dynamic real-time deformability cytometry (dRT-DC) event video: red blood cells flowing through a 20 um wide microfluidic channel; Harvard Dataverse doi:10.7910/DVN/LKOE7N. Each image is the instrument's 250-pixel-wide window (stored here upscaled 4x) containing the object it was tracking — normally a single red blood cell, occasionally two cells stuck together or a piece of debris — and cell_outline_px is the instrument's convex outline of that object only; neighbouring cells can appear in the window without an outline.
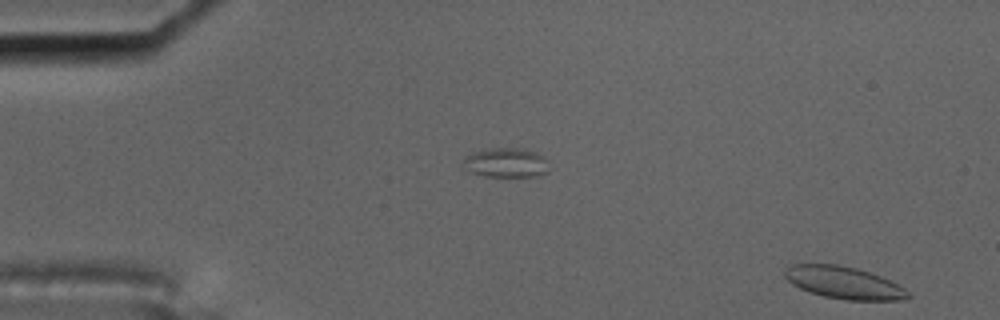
{"species": "common noctule bat (a hibernating species)", "species_latin": "Nyctalus noctula", "temperature_condition": "cold", "stored_images_in_passage": 12, "camera_frame_rate_fps": 3000, "um_per_image_px": 0.085, "animal": {"sex": "male", "body_mass_g": 17.5, "forearm_length_mm": 52.3}, "frame": {"image": 1, "passage_image": 1, "time_ms": 0.0, "image_size_px": [1000, 320], "cell_outline_px": [[912, 296], [904, 300], [848, 300], [824, 296], [800, 288], [792, 284], [784, 276], [784, 264], [836, 264], [856, 268], [880, 276], [904, 288]], "centroid_in_image_um": [71.69, 24.02], "position_along_channel_um": 13.3, "area_um2": 23.06}}